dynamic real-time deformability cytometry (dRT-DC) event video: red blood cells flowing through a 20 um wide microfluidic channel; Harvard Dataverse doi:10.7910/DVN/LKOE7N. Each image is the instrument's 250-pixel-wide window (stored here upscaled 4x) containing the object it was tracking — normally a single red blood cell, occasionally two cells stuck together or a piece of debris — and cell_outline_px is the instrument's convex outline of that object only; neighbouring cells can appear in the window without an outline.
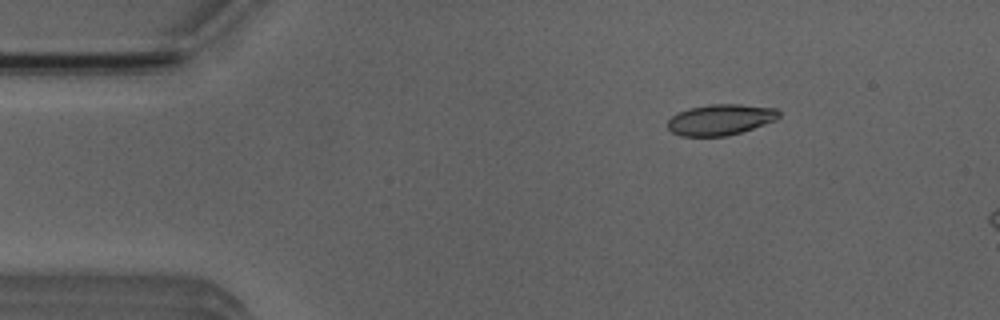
{"species": "Egyptian fruit bat (a non-hibernating species)", "species_latin": "Rousettus aegyptiacus", "temperature_condition": "room temperature", "stored_images_in_passage": 3, "camera_frame_rate_fps": 3000, "um_per_image_px": 0.085, "animal": {"sex": "male"}, "frame": {"image": 1, "passage_image": 1, "time_ms": 0.0, "image_size_px": [1000, 320], "cell_outline_px": [[780, 116], [776, 120], [740, 132], [724, 136], [680, 136], [672, 132], [668, 128], [668, 120], [672, 116], [688, 108], [708, 104], [740, 104], [776, 108], [780, 112]], "centroid_in_image_um": [61.24, 10.16], "position_along_channel_um": 23.8, "area_um2": 19.94}}